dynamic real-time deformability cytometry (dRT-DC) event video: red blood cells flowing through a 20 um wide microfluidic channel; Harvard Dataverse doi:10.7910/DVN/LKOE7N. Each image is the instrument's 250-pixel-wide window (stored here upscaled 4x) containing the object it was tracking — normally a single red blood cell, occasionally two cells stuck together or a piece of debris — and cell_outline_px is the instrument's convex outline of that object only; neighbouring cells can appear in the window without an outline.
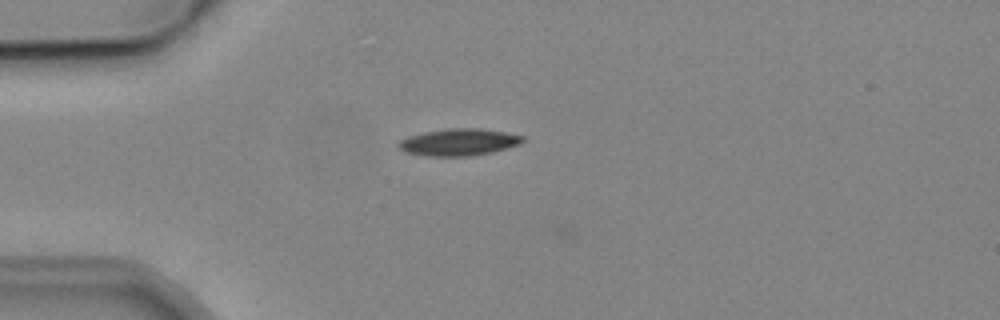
{"species": "common noctule bat (a hibernating species)", "species_latin": "Nyctalus noctula", "temperature_condition": "cold", "stored_images_in_passage": 7, "camera_frame_rate_fps": 3000, "um_per_image_px": 0.085, "animal": {"sex": "male", "body_mass_g": 19.2, "forearm_length_mm": 51.8}, "frame": {"image": 1, "passage_image": 4, "time_ms": 3.667, "image_size_px": [1000, 320], "cell_outline_px": [[524, 140], [520, 144], [492, 152], [468, 156], [428, 156], [408, 152], [396, 148], [396, 144], [400, 140], [408, 136], [424, 132], [444, 128], [480, 128], [504, 132], [524, 136]], "centroid_in_image_um": [38.96, 12.07], "position_along_channel_um": 46.0, "area_um2": 19.54}}
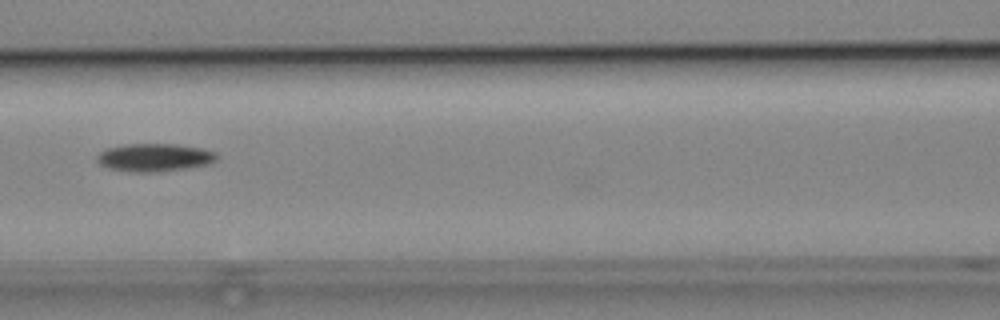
{"frame": {"image": 2, "passage_image": 7, "time_ms": 7.0, "image_size_px": [1000, 320], "cell_outline_px": [[216, 160], [208, 164], [184, 168], [156, 172], [132, 172], [108, 168], [100, 164], [96, 160], [96, 156], [104, 148], [124, 144], [176, 144], [204, 148], [216, 152]], "centroid_in_image_um": [13.09, 13.37], "position_along_channel_um": 153.5, "area_um2": 19.59}}